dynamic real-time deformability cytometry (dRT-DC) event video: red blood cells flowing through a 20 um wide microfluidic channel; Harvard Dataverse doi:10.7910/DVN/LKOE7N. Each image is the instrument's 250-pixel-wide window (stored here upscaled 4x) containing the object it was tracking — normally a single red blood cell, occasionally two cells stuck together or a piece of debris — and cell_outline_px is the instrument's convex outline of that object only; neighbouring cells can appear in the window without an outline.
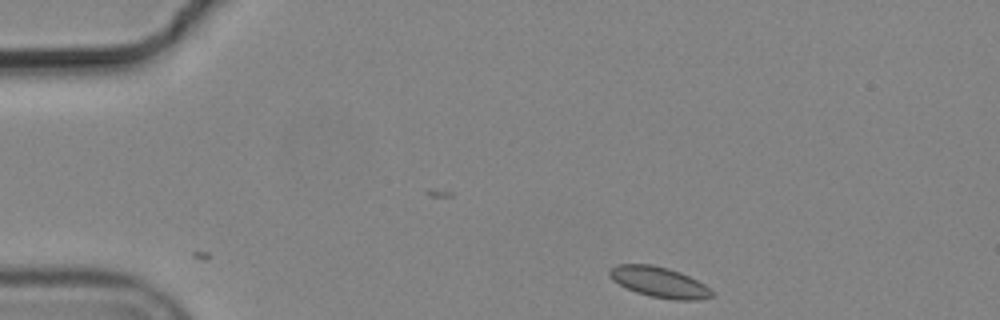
{"species": "common noctule bat (a hibernating species)", "species_latin": "Nyctalus noctula", "temperature_condition": "cold", "stored_images_in_passage": 3, "camera_frame_rate_fps": 3000, "um_per_image_px": 0.085, "animal": {"sex": "male", "body_mass_g": 19.2, "forearm_length_mm": 51.8}, "frame": {"image": 1, "passage_image": 1, "time_ms": 0.0, "image_size_px": [1000, 320], "cell_outline_px": [[712, 296], [700, 300], [676, 300], [648, 296], [636, 292], [612, 280], [608, 276], [608, 272], [616, 264], [652, 264], [668, 268], [680, 272], [704, 284], [712, 292]], "centroid_in_image_um": [56.01, 23.98], "position_along_channel_um": 29.0, "area_um2": 18.09}}